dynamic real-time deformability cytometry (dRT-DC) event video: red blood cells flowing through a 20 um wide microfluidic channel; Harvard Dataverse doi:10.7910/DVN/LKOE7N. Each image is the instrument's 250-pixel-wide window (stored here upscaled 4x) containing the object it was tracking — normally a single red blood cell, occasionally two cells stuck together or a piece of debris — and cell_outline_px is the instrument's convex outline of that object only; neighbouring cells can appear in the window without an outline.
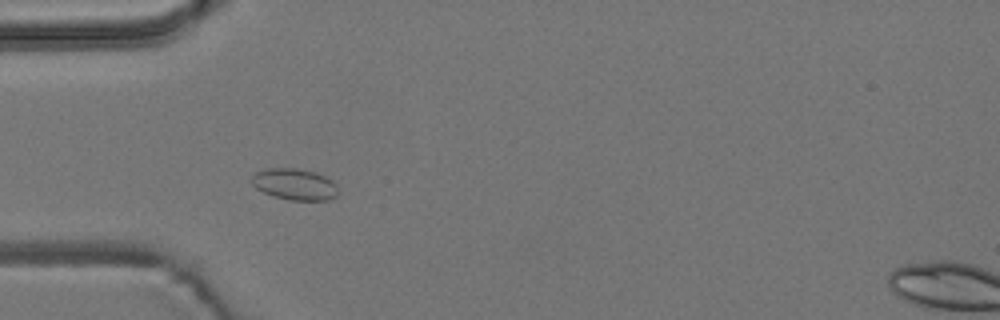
{"species": "common noctule bat (a hibernating species)", "species_latin": "Nyctalus noctula", "temperature_condition": "room temperature", "stored_images_in_passage": 7, "camera_frame_rate_fps": 3000, "um_per_image_px": 0.085, "animal": {"sex": "male", "body_mass_g": 19.2, "forearm_length_mm": 51.8}, "frame": {"image": 1, "passage_image": 3, "time_ms": 2.0, "image_size_px": [1000, 320], "cell_outline_px": [[340, 192], [336, 196], [328, 200], [288, 200], [272, 196], [256, 188], [252, 184], [252, 176], [256, 172], [264, 168], [300, 168], [316, 172], [332, 180], [336, 184]], "centroid_in_image_um": [25.06, 15.66], "position_along_channel_um": 59.9, "area_um2": 16.07}}
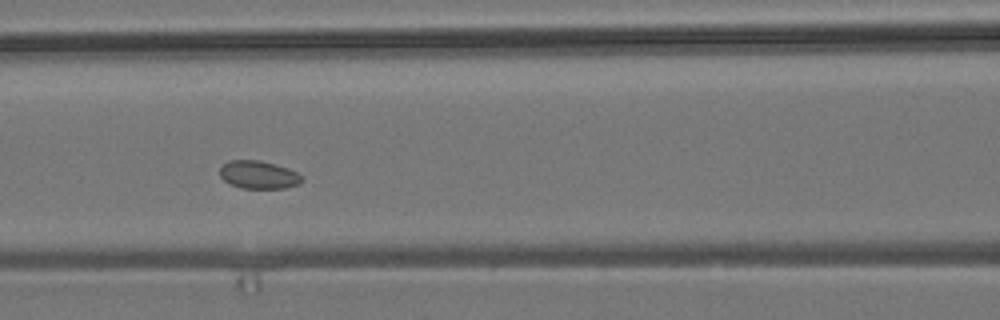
{"frame": {"image": 2, "passage_image": 5, "time_ms": 4.333, "image_size_px": [1000, 320], "cell_outline_px": [[304, 180], [300, 184], [284, 188], [240, 188], [224, 180], [220, 176], [220, 168], [228, 160], [260, 160], [276, 164], [288, 168], [304, 176]], "centroid_in_image_um": [22.02, 14.85], "position_along_channel_um": 144.6, "area_um2": 13.47}}
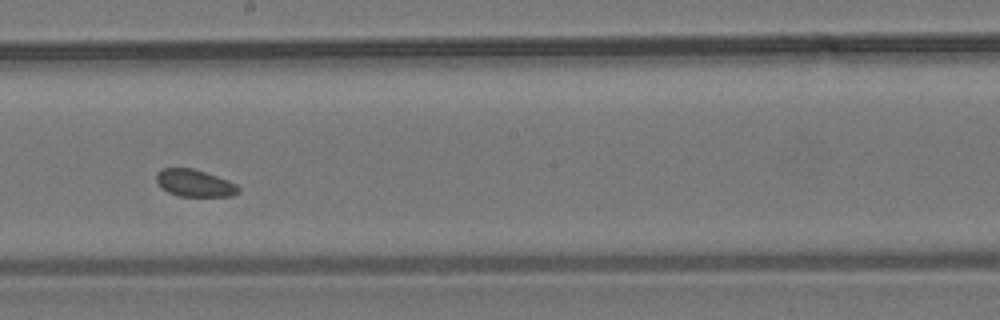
{"frame": {"image": 3, "passage_image": 7, "time_ms": 6.667, "image_size_px": [1000, 320], "cell_outline_px": [[240, 192], [232, 196], [180, 196], [168, 192], [156, 180], [156, 172], [160, 168], [192, 168], [228, 180], [236, 184], [240, 188]], "centroid_in_image_um": [16.55, 15.56], "position_along_channel_um": 231.6, "area_um2": 12.89}}